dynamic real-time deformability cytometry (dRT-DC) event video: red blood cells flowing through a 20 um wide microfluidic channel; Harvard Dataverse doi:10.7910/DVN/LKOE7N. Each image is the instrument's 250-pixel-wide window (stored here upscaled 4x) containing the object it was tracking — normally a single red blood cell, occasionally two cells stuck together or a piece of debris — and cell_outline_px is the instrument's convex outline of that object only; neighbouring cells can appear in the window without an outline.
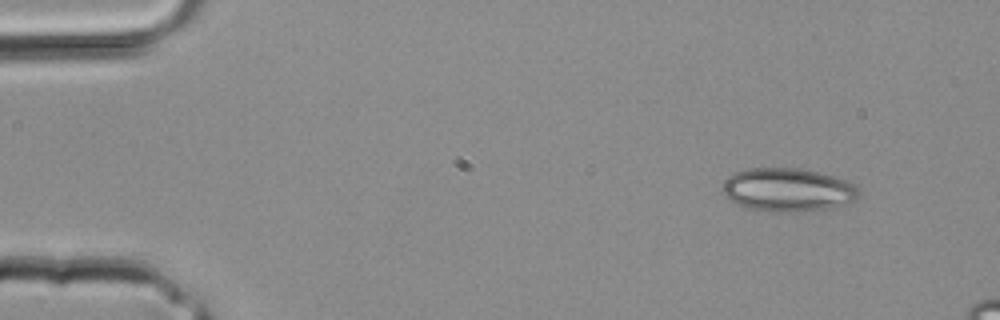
{"species": "common noctule bat (a hibernating species)", "species_latin": "Nyctalus noctula", "temperature_condition": "room temperature", "stored_images_in_passage": 3, "camera_frame_rate_fps": 3000, "um_per_image_px": 0.085, "animal": {"sex": "male", "body_mass_g": 20.4}, "frame": {"image": 1, "passage_image": 1, "time_ms": 0.0, "image_size_px": [1000, 320], "cell_outline_px": [[860, 196], [856, 200], [832, 208], [800, 212], [776, 212], [744, 208], [728, 200], [720, 192], [724, 180], [728, 176], [736, 172], [748, 168], [800, 168], [832, 176], [844, 180], [852, 184], [860, 192]], "centroid_in_image_um": [66.9, 16.15], "position_along_channel_um": 18.1, "area_um2": 34.85}}